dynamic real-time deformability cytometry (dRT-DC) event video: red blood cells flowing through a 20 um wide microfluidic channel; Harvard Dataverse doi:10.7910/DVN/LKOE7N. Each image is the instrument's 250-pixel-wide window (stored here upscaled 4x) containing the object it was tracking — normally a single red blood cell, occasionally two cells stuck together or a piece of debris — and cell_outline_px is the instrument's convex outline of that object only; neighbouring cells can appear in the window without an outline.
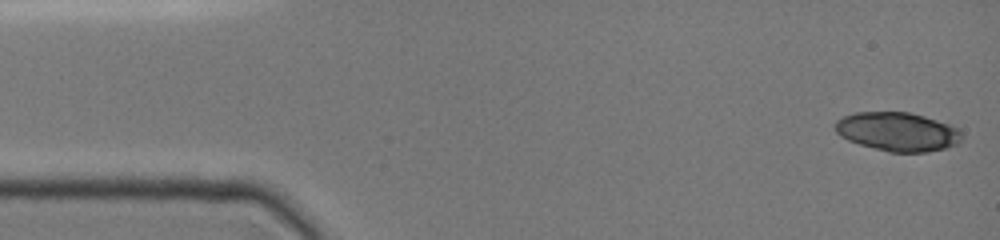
{"species": "common noctule bat (a hibernating species)", "species_latin": "Nyctalus noctula", "temperature_condition": "cold", "stored_images_in_passage": 19, "camera_frame_rate_fps": 3000, "um_per_image_px": 0.085, "animal": {"sex": "female", "body_mass_g": 19.0, "forearm_length_mm": 51.5}, "frame": {"image": 1, "passage_image": 1, "time_ms": 0.0, "image_size_px": [1000, 240], "cell_outline_px": [[964, 136], [956, 144], [944, 148], [928, 152], [888, 152], [860, 144], [848, 140], [840, 136], [836, 132], [836, 120], [844, 116], [856, 112], [908, 112], [924, 116], [960, 128]], "centroid_in_image_um": [76.31, 11.19], "position_along_channel_um": 8.7, "area_um2": 28.61}}
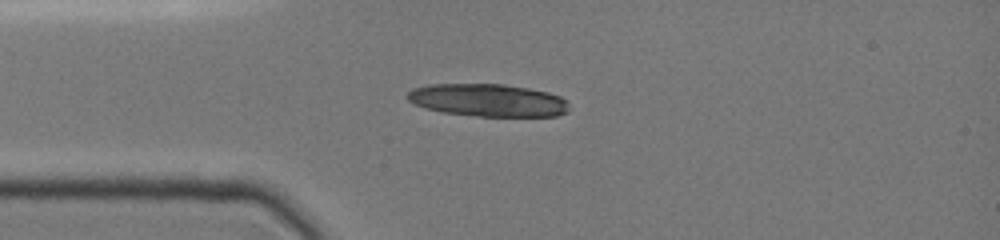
{"frame": {"image": 2, "passage_image": 11, "time_ms": 3.333, "image_size_px": [1000, 240], "cell_outline_px": [[568, 112], [556, 116], [480, 116], [444, 112], [428, 108], [416, 104], [408, 100], [408, 92], [412, 88], [428, 84], [504, 84], [528, 88], [548, 92], [560, 96], [568, 100]], "centroid_in_image_um": [41.52, 8.51], "position_along_channel_um": 43.5, "area_um2": 30.63}}